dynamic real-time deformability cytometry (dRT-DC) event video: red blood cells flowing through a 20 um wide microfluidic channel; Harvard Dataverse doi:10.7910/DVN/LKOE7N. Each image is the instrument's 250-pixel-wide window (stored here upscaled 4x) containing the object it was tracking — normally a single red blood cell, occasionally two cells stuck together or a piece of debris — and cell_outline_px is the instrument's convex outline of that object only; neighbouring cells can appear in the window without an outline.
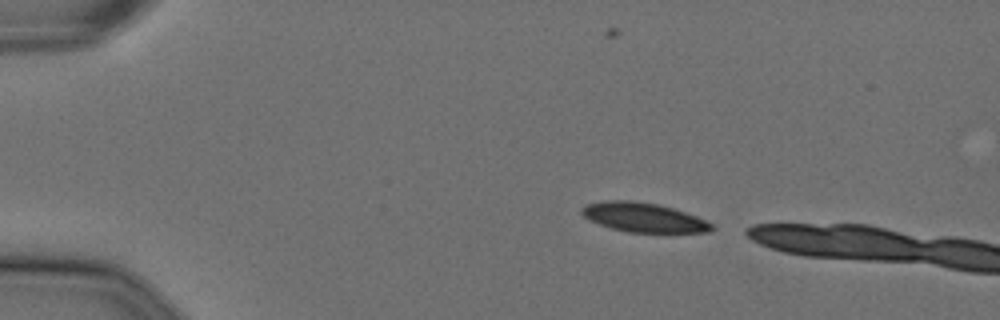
{"species": "Egyptian fruit bat (a non-hibernating species)", "species_latin": "Rousettus aegyptiacus", "temperature_condition": "cold", "stored_images_in_passage": 4, "camera_frame_rate_fps": 3000, "um_per_image_px": 0.085, "animal": {"sex": "female"}, "frame": {"image": 1, "passage_image": 1, "time_ms": 0.0, "image_size_px": [1000, 320], "cell_outline_px": [[716, 228], [708, 232], [628, 232], [612, 228], [588, 220], [580, 212], [580, 208], [584, 204], [604, 200], [632, 200], [656, 204], [672, 208], [696, 216], [712, 224]], "centroid_in_image_um": [54.65, 18.47], "position_along_channel_um": 30.4, "area_um2": 22.14}}